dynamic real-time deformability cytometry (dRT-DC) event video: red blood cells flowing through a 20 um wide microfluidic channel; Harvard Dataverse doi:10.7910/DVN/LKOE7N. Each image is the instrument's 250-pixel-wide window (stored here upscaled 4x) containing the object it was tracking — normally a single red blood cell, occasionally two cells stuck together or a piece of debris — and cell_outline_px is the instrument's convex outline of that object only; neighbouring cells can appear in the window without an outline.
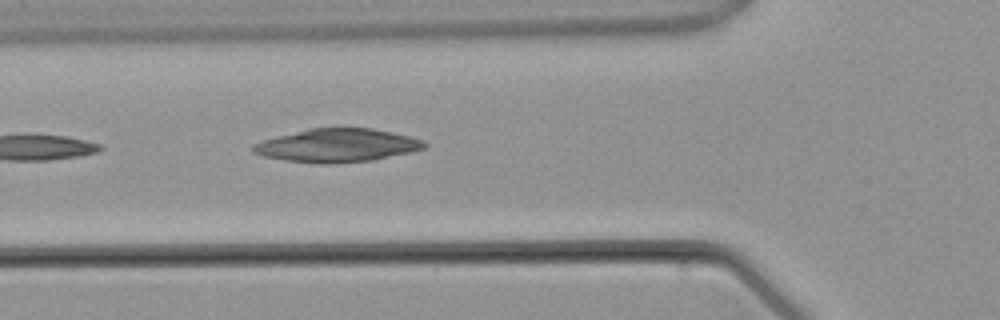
{"species": "common noctule bat (a hibernating species)", "species_latin": "Nyctalus noctula", "temperature_condition": "warm", "stored_images_in_passage": 4, "camera_frame_rate_fps": 3000, "um_per_image_px": 0.085, "animal": {"sex": "male", "body_mass_g": 21.5, "forearm_length_mm": 52.0}, "frame": {"image": 1, "passage_image": 4, "time_ms": 3.667, "image_size_px": [1000, 320], "cell_outline_px": [[428, 144], [424, 148], [408, 152], [372, 160], [328, 164], [320, 164], [284, 160], [264, 156], [252, 152], [252, 144], [276, 136], [308, 128], [372, 128], [392, 132], [424, 140]], "centroid_in_image_um": [28.63, 12.36], "position_along_channel_um": 97.2, "area_um2": 33.12}}